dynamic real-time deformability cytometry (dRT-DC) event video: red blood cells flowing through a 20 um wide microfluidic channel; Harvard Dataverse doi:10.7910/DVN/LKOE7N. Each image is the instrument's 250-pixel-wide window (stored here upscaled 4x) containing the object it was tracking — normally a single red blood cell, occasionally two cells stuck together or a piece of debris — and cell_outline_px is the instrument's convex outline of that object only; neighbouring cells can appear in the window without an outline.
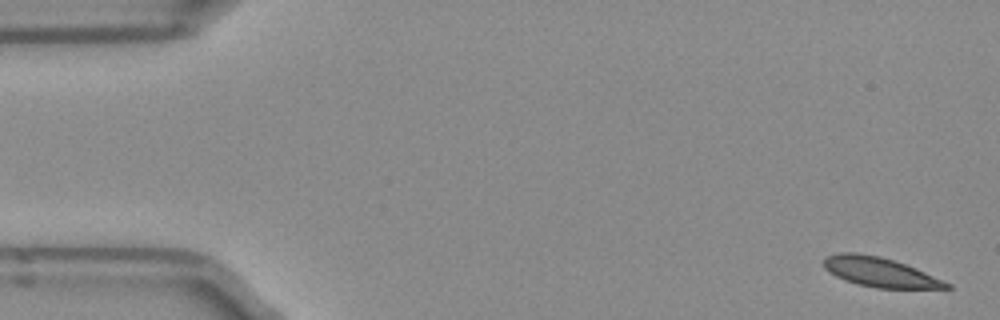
{"species": "Egyptian fruit bat (a non-hibernating species)", "species_latin": "Rousettus aegyptiacus", "temperature_condition": "room temperature", "stored_images_in_passage": 50, "camera_frame_rate_fps": 3000, "um_per_image_px": 0.085, "frame": {"image": 1, "passage_image": 1, "time_ms": 0.0, "image_size_px": [1000, 320], "cell_outline_px": [[952, 288], [876, 288], [856, 284], [844, 280], [836, 276], [824, 268], [824, 256], [840, 252], [856, 252], [880, 256], [916, 268], [952, 284]], "centroid_in_image_um": [74.76, 23.12], "position_along_channel_um": 10.2, "area_um2": 21.1}}
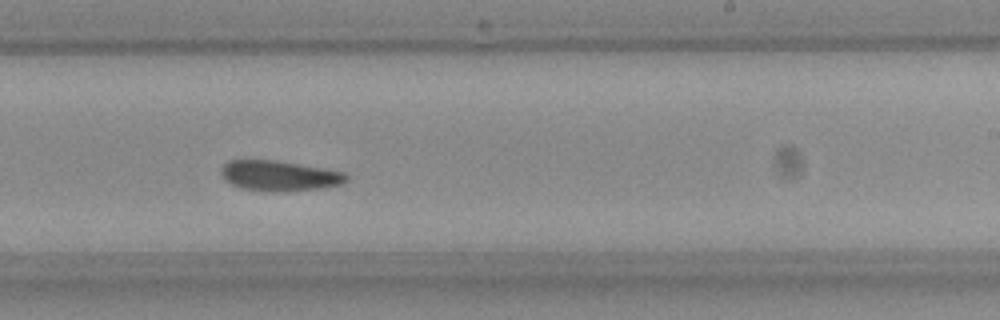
{"frame": {"image": 2, "passage_image": 30, "time_ms": 9.667, "image_size_px": [1000, 320], "cell_outline_px": [[348, 180], [340, 184], [324, 188], [284, 192], [276, 192], [240, 188], [224, 180], [220, 172], [220, 168], [228, 160], [276, 160], [344, 172], [348, 176]], "centroid_in_image_um": [23.72, 14.95], "position_along_channel_um": 265.3, "area_um2": 22.25}}
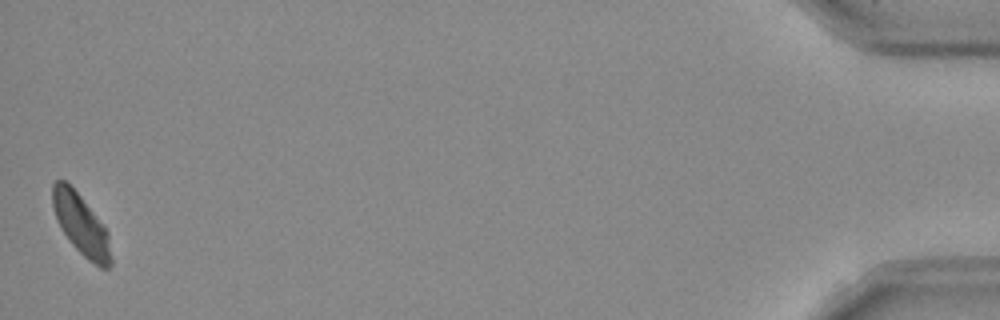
{"frame": {"image": 3, "passage_image": 50, "time_ms": 16.333, "image_size_px": [1000, 320], "cell_outline_px": [[112, 264], [108, 268], [100, 268], [88, 260], [72, 244], [60, 228], [56, 220], [52, 204], [52, 184], [56, 180], [64, 180], [80, 196], [108, 232], [112, 260]], "centroid_in_image_um": [6.88, 19.13], "position_along_channel_um": 428.3, "area_um2": 20.46}, "authors_computed_cell_mechanics": {"area_um2": 21.9351, "velocity_mm_per_s": 3.92, "shape_relaxation_time_tau1_ms": 3.3676, "shape_relaxation_time_tau2_ms": 2.425, "deformation_change_tau1": 0.1143, "deformation_change_tau2": 0.0816}}